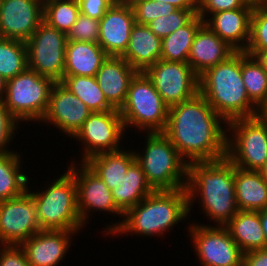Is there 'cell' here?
I'll return each instance as SVG.
<instances>
[{
    "instance_id": "cell-7",
    "label": "cell",
    "mask_w": 267,
    "mask_h": 266,
    "mask_svg": "<svg viewBox=\"0 0 267 266\" xmlns=\"http://www.w3.org/2000/svg\"><path fill=\"white\" fill-rule=\"evenodd\" d=\"M126 133L129 128L141 132H163L167 125L169 107L144 72L131 80L124 104L119 109ZM129 127V128H128Z\"/></svg>"
},
{
    "instance_id": "cell-22",
    "label": "cell",
    "mask_w": 267,
    "mask_h": 266,
    "mask_svg": "<svg viewBox=\"0 0 267 266\" xmlns=\"http://www.w3.org/2000/svg\"><path fill=\"white\" fill-rule=\"evenodd\" d=\"M235 50L215 34L206 24L196 32L187 62L200 76L231 56Z\"/></svg>"
},
{
    "instance_id": "cell-21",
    "label": "cell",
    "mask_w": 267,
    "mask_h": 266,
    "mask_svg": "<svg viewBox=\"0 0 267 266\" xmlns=\"http://www.w3.org/2000/svg\"><path fill=\"white\" fill-rule=\"evenodd\" d=\"M137 73L122 56H108L95 79L107 101L119 110L126 100L130 82Z\"/></svg>"
},
{
    "instance_id": "cell-1",
    "label": "cell",
    "mask_w": 267,
    "mask_h": 266,
    "mask_svg": "<svg viewBox=\"0 0 267 266\" xmlns=\"http://www.w3.org/2000/svg\"><path fill=\"white\" fill-rule=\"evenodd\" d=\"M163 133L187 163L227 156V123L200 93L169 108Z\"/></svg>"
},
{
    "instance_id": "cell-29",
    "label": "cell",
    "mask_w": 267,
    "mask_h": 266,
    "mask_svg": "<svg viewBox=\"0 0 267 266\" xmlns=\"http://www.w3.org/2000/svg\"><path fill=\"white\" fill-rule=\"evenodd\" d=\"M19 151L0 154V201L20 196L27 190L31 178L23 173V155ZM22 156V157H21ZM22 169V170H21Z\"/></svg>"
},
{
    "instance_id": "cell-38",
    "label": "cell",
    "mask_w": 267,
    "mask_h": 266,
    "mask_svg": "<svg viewBox=\"0 0 267 266\" xmlns=\"http://www.w3.org/2000/svg\"><path fill=\"white\" fill-rule=\"evenodd\" d=\"M99 20L90 18L82 13L67 34L68 41H85L98 43Z\"/></svg>"
},
{
    "instance_id": "cell-46",
    "label": "cell",
    "mask_w": 267,
    "mask_h": 266,
    "mask_svg": "<svg viewBox=\"0 0 267 266\" xmlns=\"http://www.w3.org/2000/svg\"><path fill=\"white\" fill-rule=\"evenodd\" d=\"M260 215L261 226L263 228L267 247V209L258 211Z\"/></svg>"
},
{
    "instance_id": "cell-20",
    "label": "cell",
    "mask_w": 267,
    "mask_h": 266,
    "mask_svg": "<svg viewBox=\"0 0 267 266\" xmlns=\"http://www.w3.org/2000/svg\"><path fill=\"white\" fill-rule=\"evenodd\" d=\"M253 8H240L210 14L206 24L235 51H244L250 39Z\"/></svg>"
},
{
    "instance_id": "cell-28",
    "label": "cell",
    "mask_w": 267,
    "mask_h": 266,
    "mask_svg": "<svg viewBox=\"0 0 267 266\" xmlns=\"http://www.w3.org/2000/svg\"><path fill=\"white\" fill-rule=\"evenodd\" d=\"M130 149L124 147L117 151L102 152L90 157L84 163L112 190L135 161L134 151Z\"/></svg>"
},
{
    "instance_id": "cell-32",
    "label": "cell",
    "mask_w": 267,
    "mask_h": 266,
    "mask_svg": "<svg viewBox=\"0 0 267 266\" xmlns=\"http://www.w3.org/2000/svg\"><path fill=\"white\" fill-rule=\"evenodd\" d=\"M242 79L249 99L261 110L267 103V70L256 57L242 51Z\"/></svg>"
},
{
    "instance_id": "cell-4",
    "label": "cell",
    "mask_w": 267,
    "mask_h": 266,
    "mask_svg": "<svg viewBox=\"0 0 267 266\" xmlns=\"http://www.w3.org/2000/svg\"><path fill=\"white\" fill-rule=\"evenodd\" d=\"M199 93L226 123L260 114V109L249 99L242 79V51H235L201 74Z\"/></svg>"
},
{
    "instance_id": "cell-50",
    "label": "cell",
    "mask_w": 267,
    "mask_h": 266,
    "mask_svg": "<svg viewBox=\"0 0 267 266\" xmlns=\"http://www.w3.org/2000/svg\"><path fill=\"white\" fill-rule=\"evenodd\" d=\"M267 0H247L248 3L257 5V4H265Z\"/></svg>"
},
{
    "instance_id": "cell-18",
    "label": "cell",
    "mask_w": 267,
    "mask_h": 266,
    "mask_svg": "<svg viewBox=\"0 0 267 266\" xmlns=\"http://www.w3.org/2000/svg\"><path fill=\"white\" fill-rule=\"evenodd\" d=\"M134 14L127 0H116L99 20L98 44L108 56H122L127 48Z\"/></svg>"
},
{
    "instance_id": "cell-12",
    "label": "cell",
    "mask_w": 267,
    "mask_h": 266,
    "mask_svg": "<svg viewBox=\"0 0 267 266\" xmlns=\"http://www.w3.org/2000/svg\"><path fill=\"white\" fill-rule=\"evenodd\" d=\"M67 41V34L43 20L25 42L28 68L54 82H61L64 77Z\"/></svg>"
},
{
    "instance_id": "cell-10",
    "label": "cell",
    "mask_w": 267,
    "mask_h": 266,
    "mask_svg": "<svg viewBox=\"0 0 267 266\" xmlns=\"http://www.w3.org/2000/svg\"><path fill=\"white\" fill-rule=\"evenodd\" d=\"M76 161V157L69 163L68 170L73 174L77 189V206L79 216L84 227L92 220L93 213L113 214L120 217L117 221L106 225L101 235L111 234L121 225L123 213L116 207L111 190L104 181L96 175L84 162ZM101 212V213H100ZM91 214V215H90ZM122 218V219H121Z\"/></svg>"
},
{
    "instance_id": "cell-24",
    "label": "cell",
    "mask_w": 267,
    "mask_h": 266,
    "mask_svg": "<svg viewBox=\"0 0 267 266\" xmlns=\"http://www.w3.org/2000/svg\"><path fill=\"white\" fill-rule=\"evenodd\" d=\"M107 57L98 43L67 41L64 76H95Z\"/></svg>"
},
{
    "instance_id": "cell-47",
    "label": "cell",
    "mask_w": 267,
    "mask_h": 266,
    "mask_svg": "<svg viewBox=\"0 0 267 266\" xmlns=\"http://www.w3.org/2000/svg\"><path fill=\"white\" fill-rule=\"evenodd\" d=\"M6 82H7V80H5L0 75V101H3V99H4V95H5V91H6Z\"/></svg>"
},
{
    "instance_id": "cell-2",
    "label": "cell",
    "mask_w": 267,
    "mask_h": 266,
    "mask_svg": "<svg viewBox=\"0 0 267 266\" xmlns=\"http://www.w3.org/2000/svg\"><path fill=\"white\" fill-rule=\"evenodd\" d=\"M186 189L189 214L194 203L200 204L201 214L209 223L213 221L214 226H225L239 211L234 164L227 157L217 161L189 162Z\"/></svg>"
},
{
    "instance_id": "cell-26",
    "label": "cell",
    "mask_w": 267,
    "mask_h": 266,
    "mask_svg": "<svg viewBox=\"0 0 267 266\" xmlns=\"http://www.w3.org/2000/svg\"><path fill=\"white\" fill-rule=\"evenodd\" d=\"M225 227L243 254L266 247L258 211L239 210Z\"/></svg>"
},
{
    "instance_id": "cell-31",
    "label": "cell",
    "mask_w": 267,
    "mask_h": 266,
    "mask_svg": "<svg viewBox=\"0 0 267 266\" xmlns=\"http://www.w3.org/2000/svg\"><path fill=\"white\" fill-rule=\"evenodd\" d=\"M61 83L75 94L91 112L115 110L107 101L95 76H64Z\"/></svg>"
},
{
    "instance_id": "cell-34",
    "label": "cell",
    "mask_w": 267,
    "mask_h": 266,
    "mask_svg": "<svg viewBox=\"0 0 267 266\" xmlns=\"http://www.w3.org/2000/svg\"><path fill=\"white\" fill-rule=\"evenodd\" d=\"M80 14L78 0H44L43 20L65 34Z\"/></svg>"
},
{
    "instance_id": "cell-9",
    "label": "cell",
    "mask_w": 267,
    "mask_h": 266,
    "mask_svg": "<svg viewBox=\"0 0 267 266\" xmlns=\"http://www.w3.org/2000/svg\"><path fill=\"white\" fill-rule=\"evenodd\" d=\"M236 167L258 171L267 161V120L260 114L227 123V156Z\"/></svg>"
},
{
    "instance_id": "cell-35",
    "label": "cell",
    "mask_w": 267,
    "mask_h": 266,
    "mask_svg": "<svg viewBox=\"0 0 267 266\" xmlns=\"http://www.w3.org/2000/svg\"><path fill=\"white\" fill-rule=\"evenodd\" d=\"M267 50V4H257L253 8L250 39L245 51Z\"/></svg>"
},
{
    "instance_id": "cell-33",
    "label": "cell",
    "mask_w": 267,
    "mask_h": 266,
    "mask_svg": "<svg viewBox=\"0 0 267 266\" xmlns=\"http://www.w3.org/2000/svg\"><path fill=\"white\" fill-rule=\"evenodd\" d=\"M28 67L26 44L0 37V75L9 80Z\"/></svg>"
},
{
    "instance_id": "cell-16",
    "label": "cell",
    "mask_w": 267,
    "mask_h": 266,
    "mask_svg": "<svg viewBox=\"0 0 267 266\" xmlns=\"http://www.w3.org/2000/svg\"><path fill=\"white\" fill-rule=\"evenodd\" d=\"M91 110L61 82H55L51 89L49 103L45 115L38 123L53 125L72 139L91 114Z\"/></svg>"
},
{
    "instance_id": "cell-40",
    "label": "cell",
    "mask_w": 267,
    "mask_h": 266,
    "mask_svg": "<svg viewBox=\"0 0 267 266\" xmlns=\"http://www.w3.org/2000/svg\"><path fill=\"white\" fill-rule=\"evenodd\" d=\"M254 6L247 0H197V15L205 20L212 13Z\"/></svg>"
},
{
    "instance_id": "cell-43",
    "label": "cell",
    "mask_w": 267,
    "mask_h": 266,
    "mask_svg": "<svg viewBox=\"0 0 267 266\" xmlns=\"http://www.w3.org/2000/svg\"><path fill=\"white\" fill-rule=\"evenodd\" d=\"M242 266H267V247L244 253Z\"/></svg>"
},
{
    "instance_id": "cell-49",
    "label": "cell",
    "mask_w": 267,
    "mask_h": 266,
    "mask_svg": "<svg viewBox=\"0 0 267 266\" xmlns=\"http://www.w3.org/2000/svg\"><path fill=\"white\" fill-rule=\"evenodd\" d=\"M260 115L267 120V103L261 108Z\"/></svg>"
},
{
    "instance_id": "cell-23",
    "label": "cell",
    "mask_w": 267,
    "mask_h": 266,
    "mask_svg": "<svg viewBox=\"0 0 267 266\" xmlns=\"http://www.w3.org/2000/svg\"><path fill=\"white\" fill-rule=\"evenodd\" d=\"M162 39L157 37L147 25L135 23L122 57L138 72H144L161 57Z\"/></svg>"
},
{
    "instance_id": "cell-37",
    "label": "cell",
    "mask_w": 267,
    "mask_h": 266,
    "mask_svg": "<svg viewBox=\"0 0 267 266\" xmlns=\"http://www.w3.org/2000/svg\"><path fill=\"white\" fill-rule=\"evenodd\" d=\"M197 10L176 9L173 13L158 17L147 24L148 28L161 39L184 26Z\"/></svg>"
},
{
    "instance_id": "cell-17",
    "label": "cell",
    "mask_w": 267,
    "mask_h": 266,
    "mask_svg": "<svg viewBox=\"0 0 267 266\" xmlns=\"http://www.w3.org/2000/svg\"><path fill=\"white\" fill-rule=\"evenodd\" d=\"M44 0H2L0 37L26 42L43 21Z\"/></svg>"
},
{
    "instance_id": "cell-8",
    "label": "cell",
    "mask_w": 267,
    "mask_h": 266,
    "mask_svg": "<svg viewBox=\"0 0 267 266\" xmlns=\"http://www.w3.org/2000/svg\"><path fill=\"white\" fill-rule=\"evenodd\" d=\"M54 84L52 79L27 67L14 78L7 80L2 102L20 124H35L40 122L46 113Z\"/></svg>"
},
{
    "instance_id": "cell-3",
    "label": "cell",
    "mask_w": 267,
    "mask_h": 266,
    "mask_svg": "<svg viewBox=\"0 0 267 266\" xmlns=\"http://www.w3.org/2000/svg\"><path fill=\"white\" fill-rule=\"evenodd\" d=\"M188 192L186 188L176 190H154L123 215L121 225L111 234L143 237H165L185 219H190ZM188 217V218H187Z\"/></svg>"
},
{
    "instance_id": "cell-36",
    "label": "cell",
    "mask_w": 267,
    "mask_h": 266,
    "mask_svg": "<svg viewBox=\"0 0 267 266\" xmlns=\"http://www.w3.org/2000/svg\"><path fill=\"white\" fill-rule=\"evenodd\" d=\"M130 4L135 22L138 24H149L158 17L173 13L176 8L169 3H160L151 0H127Z\"/></svg>"
},
{
    "instance_id": "cell-30",
    "label": "cell",
    "mask_w": 267,
    "mask_h": 266,
    "mask_svg": "<svg viewBox=\"0 0 267 266\" xmlns=\"http://www.w3.org/2000/svg\"><path fill=\"white\" fill-rule=\"evenodd\" d=\"M204 20L195 14L184 26L162 38L160 59L187 62L196 32Z\"/></svg>"
},
{
    "instance_id": "cell-48",
    "label": "cell",
    "mask_w": 267,
    "mask_h": 266,
    "mask_svg": "<svg viewBox=\"0 0 267 266\" xmlns=\"http://www.w3.org/2000/svg\"><path fill=\"white\" fill-rule=\"evenodd\" d=\"M264 182L267 184V161L266 163L258 170Z\"/></svg>"
},
{
    "instance_id": "cell-45",
    "label": "cell",
    "mask_w": 267,
    "mask_h": 266,
    "mask_svg": "<svg viewBox=\"0 0 267 266\" xmlns=\"http://www.w3.org/2000/svg\"><path fill=\"white\" fill-rule=\"evenodd\" d=\"M247 54L256 57V59L266 68L267 70V50L264 51H245Z\"/></svg>"
},
{
    "instance_id": "cell-11",
    "label": "cell",
    "mask_w": 267,
    "mask_h": 266,
    "mask_svg": "<svg viewBox=\"0 0 267 266\" xmlns=\"http://www.w3.org/2000/svg\"><path fill=\"white\" fill-rule=\"evenodd\" d=\"M188 224L186 231L201 266H242L243 253L225 226Z\"/></svg>"
},
{
    "instance_id": "cell-6",
    "label": "cell",
    "mask_w": 267,
    "mask_h": 266,
    "mask_svg": "<svg viewBox=\"0 0 267 266\" xmlns=\"http://www.w3.org/2000/svg\"><path fill=\"white\" fill-rule=\"evenodd\" d=\"M143 135L145 147L133 151L151 187L154 190L186 188L188 163L176 147L163 132H144Z\"/></svg>"
},
{
    "instance_id": "cell-42",
    "label": "cell",
    "mask_w": 267,
    "mask_h": 266,
    "mask_svg": "<svg viewBox=\"0 0 267 266\" xmlns=\"http://www.w3.org/2000/svg\"><path fill=\"white\" fill-rule=\"evenodd\" d=\"M116 0H78L80 13L100 20Z\"/></svg>"
},
{
    "instance_id": "cell-5",
    "label": "cell",
    "mask_w": 267,
    "mask_h": 266,
    "mask_svg": "<svg viewBox=\"0 0 267 266\" xmlns=\"http://www.w3.org/2000/svg\"><path fill=\"white\" fill-rule=\"evenodd\" d=\"M53 180L47 181L43 190L35 191L29 190L31 183L28 181L27 190L34 198L41 230L83 231L85 227L79 216L73 174L67 169Z\"/></svg>"
},
{
    "instance_id": "cell-44",
    "label": "cell",
    "mask_w": 267,
    "mask_h": 266,
    "mask_svg": "<svg viewBox=\"0 0 267 266\" xmlns=\"http://www.w3.org/2000/svg\"><path fill=\"white\" fill-rule=\"evenodd\" d=\"M160 3H169L176 9L197 10V0H151Z\"/></svg>"
},
{
    "instance_id": "cell-27",
    "label": "cell",
    "mask_w": 267,
    "mask_h": 266,
    "mask_svg": "<svg viewBox=\"0 0 267 266\" xmlns=\"http://www.w3.org/2000/svg\"><path fill=\"white\" fill-rule=\"evenodd\" d=\"M153 191L141 166L135 160L111 193L116 207L125 214Z\"/></svg>"
},
{
    "instance_id": "cell-14",
    "label": "cell",
    "mask_w": 267,
    "mask_h": 266,
    "mask_svg": "<svg viewBox=\"0 0 267 266\" xmlns=\"http://www.w3.org/2000/svg\"><path fill=\"white\" fill-rule=\"evenodd\" d=\"M144 73L169 108L199 93V76L188 62L160 59Z\"/></svg>"
},
{
    "instance_id": "cell-25",
    "label": "cell",
    "mask_w": 267,
    "mask_h": 266,
    "mask_svg": "<svg viewBox=\"0 0 267 266\" xmlns=\"http://www.w3.org/2000/svg\"><path fill=\"white\" fill-rule=\"evenodd\" d=\"M236 203L239 210L267 209V184L258 171L234 166Z\"/></svg>"
},
{
    "instance_id": "cell-19",
    "label": "cell",
    "mask_w": 267,
    "mask_h": 266,
    "mask_svg": "<svg viewBox=\"0 0 267 266\" xmlns=\"http://www.w3.org/2000/svg\"><path fill=\"white\" fill-rule=\"evenodd\" d=\"M81 232L82 230H40L20 246L25 251L30 266H62L69 248L73 246L74 236L77 237Z\"/></svg>"
},
{
    "instance_id": "cell-41",
    "label": "cell",
    "mask_w": 267,
    "mask_h": 266,
    "mask_svg": "<svg viewBox=\"0 0 267 266\" xmlns=\"http://www.w3.org/2000/svg\"><path fill=\"white\" fill-rule=\"evenodd\" d=\"M0 266H30L20 245H0Z\"/></svg>"
},
{
    "instance_id": "cell-13",
    "label": "cell",
    "mask_w": 267,
    "mask_h": 266,
    "mask_svg": "<svg viewBox=\"0 0 267 266\" xmlns=\"http://www.w3.org/2000/svg\"><path fill=\"white\" fill-rule=\"evenodd\" d=\"M126 130L118 109L92 112L84 121L81 129L73 137L80 142L81 155L78 162H85L90 157L102 152H112L124 148Z\"/></svg>"
},
{
    "instance_id": "cell-15",
    "label": "cell",
    "mask_w": 267,
    "mask_h": 266,
    "mask_svg": "<svg viewBox=\"0 0 267 266\" xmlns=\"http://www.w3.org/2000/svg\"><path fill=\"white\" fill-rule=\"evenodd\" d=\"M41 230L32 194L0 201V245H21Z\"/></svg>"
},
{
    "instance_id": "cell-39",
    "label": "cell",
    "mask_w": 267,
    "mask_h": 266,
    "mask_svg": "<svg viewBox=\"0 0 267 266\" xmlns=\"http://www.w3.org/2000/svg\"><path fill=\"white\" fill-rule=\"evenodd\" d=\"M20 125L21 124L10 114L9 110L4 106V103L0 101V154L13 152V149L10 148V145L13 143L12 141L15 140V133H18L17 130L19 128H22L19 127Z\"/></svg>"
}]
</instances>
